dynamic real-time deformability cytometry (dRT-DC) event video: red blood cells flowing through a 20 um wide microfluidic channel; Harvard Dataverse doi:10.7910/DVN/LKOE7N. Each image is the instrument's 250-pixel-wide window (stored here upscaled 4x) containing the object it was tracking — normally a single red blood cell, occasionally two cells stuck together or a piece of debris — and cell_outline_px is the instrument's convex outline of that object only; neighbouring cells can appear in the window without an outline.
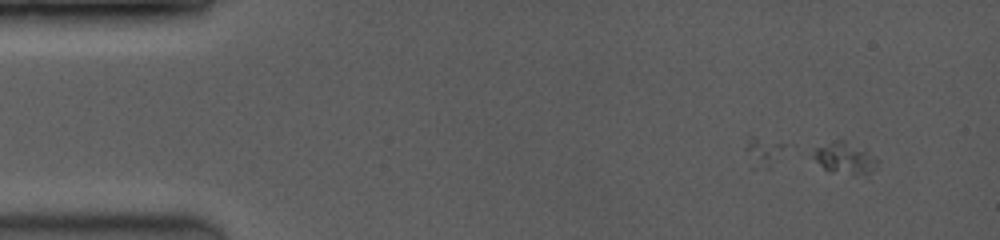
{"species": "common noctule bat (a hibernating species)", "species_latin": "Nyctalus noctula", "temperature_condition": "room temperature", "stored_images_in_passage": 6, "camera_frame_rate_fps": 3500, "um_per_image_px": 0.085, "animal": {"sex": "female", "body_mass_g": 19.0, "forearm_length_mm": 53.3}, "frame": {"image": 1, "passage_image": 1, "time_ms": 0.0, "image_size_px": [1000, 240], "cell_outline_px": [[880, 160], [876, 168], [852, 176], [828, 172], [812, 156], [816, 148], [840, 136], [864, 148]], "centroid_in_image_um": [71.82, 13.4], "position_along_channel_um": 13.2, "area_um2": 12.25}}